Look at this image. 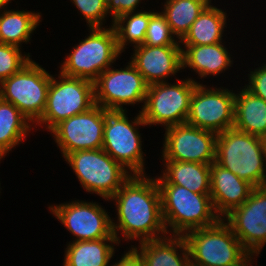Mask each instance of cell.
I'll list each match as a JSON object with an SVG mask.
<instances>
[{
    "instance_id": "obj_11",
    "label": "cell",
    "mask_w": 266,
    "mask_h": 266,
    "mask_svg": "<svg viewBox=\"0 0 266 266\" xmlns=\"http://www.w3.org/2000/svg\"><path fill=\"white\" fill-rule=\"evenodd\" d=\"M126 64L119 69L112 65L99 75L94 82L95 104L106 110L123 111L126 105L143 103L142 111L148 84L130 61Z\"/></svg>"
},
{
    "instance_id": "obj_17",
    "label": "cell",
    "mask_w": 266,
    "mask_h": 266,
    "mask_svg": "<svg viewBox=\"0 0 266 266\" xmlns=\"http://www.w3.org/2000/svg\"><path fill=\"white\" fill-rule=\"evenodd\" d=\"M130 62L136 67L148 85L168 82L182 72L181 46L138 45L133 49ZM173 75V76H172ZM167 78V79H166Z\"/></svg>"
},
{
    "instance_id": "obj_14",
    "label": "cell",
    "mask_w": 266,
    "mask_h": 266,
    "mask_svg": "<svg viewBox=\"0 0 266 266\" xmlns=\"http://www.w3.org/2000/svg\"><path fill=\"white\" fill-rule=\"evenodd\" d=\"M160 160L212 164L217 134L187 123L166 127Z\"/></svg>"
},
{
    "instance_id": "obj_31",
    "label": "cell",
    "mask_w": 266,
    "mask_h": 266,
    "mask_svg": "<svg viewBox=\"0 0 266 266\" xmlns=\"http://www.w3.org/2000/svg\"><path fill=\"white\" fill-rule=\"evenodd\" d=\"M89 28H104L109 18L106 0H70ZM104 25V26H103Z\"/></svg>"
},
{
    "instance_id": "obj_21",
    "label": "cell",
    "mask_w": 266,
    "mask_h": 266,
    "mask_svg": "<svg viewBox=\"0 0 266 266\" xmlns=\"http://www.w3.org/2000/svg\"><path fill=\"white\" fill-rule=\"evenodd\" d=\"M162 163L160 176H155L158 185H179L198 194H210V164L174 160Z\"/></svg>"
},
{
    "instance_id": "obj_20",
    "label": "cell",
    "mask_w": 266,
    "mask_h": 266,
    "mask_svg": "<svg viewBox=\"0 0 266 266\" xmlns=\"http://www.w3.org/2000/svg\"><path fill=\"white\" fill-rule=\"evenodd\" d=\"M131 245L145 266H191L187 243L183 235L165 237Z\"/></svg>"
},
{
    "instance_id": "obj_9",
    "label": "cell",
    "mask_w": 266,
    "mask_h": 266,
    "mask_svg": "<svg viewBox=\"0 0 266 266\" xmlns=\"http://www.w3.org/2000/svg\"><path fill=\"white\" fill-rule=\"evenodd\" d=\"M176 78L174 83L161 82L148 85L141 111L148 126L166 127L186 123L190 112V99L197 84L193 77Z\"/></svg>"
},
{
    "instance_id": "obj_10",
    "label": "cell",
    "mask_w": 266,
    "mask_h": 266,
    "mask_svg": "<svg viewBox=\"0 0 266 266\" xmlns=\"http://www.w3.org/2000/svg\"><path fill=\"white\" fill-rule=\"evenodd\" d=\"M52 74L31 60L0 83V98L12 103L34 125L43 115Z\"/></svg>"
},
{
    "instance_id": "obj_27",
    "label": "cell",
    "mask_w": 266,
    "mask_h": 266,
    "mask_svg": "<svg viewBox=\"0 0 266 266\" xmlns=\"http://www.w3.org/2000/svg\"><path fill=\"white\" fill-rule=\"evenodd\" d=\"M212 0H165L161 13L180 41L192 23Z\"/></svg>"
},
{
    "instance_id": "obj_30",
    "label": "cell",
    "mask_w": 266,
    "mask_h": 266,
    "mask_svg": "<svg viewBox=\"0 0 266 266\" xmlns=\"http://www.w3.org/2000/svg\"><path fill=\"white\" fill-rule=\"evenodd\" d=\"M22 50L15 45L0 43V83L20 71L32 60L31 53Z\"/></svg>"
},
{
    "instance_id": "obj_2",
    "label": "cell",
    "mask_w": 266,
    "mask_h": 266,
    "mask_svg": "<svg viewBox=\"0 0 266 266\" xmlns=\"http://www.w3.org/2000/svg\"><path fill=\"white\" fill-rule=\"evenodd\" d=\"M158 186L168 235H184L194 229L213 226L221 219L214 210L210 194H198L179 185Z\"/></svg>"
},
{
    "instance_id": "obj_3",
    "label": "cell",
    "mask_w": 266,
    "mask_h": 266,
    "mask_svg": "<svg viewBox=\"0 0 266 266\" xmlns=\"http://www.w3.org/2000/svg\"><path fill=\"white\" fill-rule=\"evenodd\" d=\"M215 162L254 187L266 186V158L261 137L234 128L217 134Z\"/></svg>"
},
{
    "instance_id": "obj_13",
    "label": "cell",
    "mask_w": 266,
    "mask_h": 266,
    "mask_svg": "<svg viewBox=\"0 0 266 266\" xmlns=\"http://www.w3.org/2000/svg\"><path fill=\"white\" fill-rule=\"evenodd\" d=\"M235 90L197 84L186 123L216 134L234 126Z\"/></svg>"
},
{
    "instance_id": "obj_12",
    "label": "cell",
    "mask_w": 266,
    "mask_h": 266,
    "mask_svg": "<svg viewBox=\"0 0 266 266\" xmlns=\"http://www.w3.org/2000/svg\"><path fill=\"white\" fill-rule=\"evenodd\" d=\"M48 211L75 238L69 242L116 238L112 232L110 212L98 202L77 199L58 205L54 203L49 204Z\"/></svg>"
},
{
    "instance_id": "obj_19",
    "label": "cell",
    "mask_w": 266,
    "mask_h": 266,
    "mask_svg": "<svg viewBox=\"0 0 266 266\" xmlns=\"http://www.w3.org/2000/svg\"><path fill=\"white\" fill-rule=\"evenodd\" d=\"M226 41L197 46H181L182 48V69L195 72L198 79L210 76L218 77L221 73L229 70L234 62L230 51L225 47ZM218 75V76H217ZM208 76V77H207Z\"/></svg>"
},
{
    "instance_id": "obj_33",
    "label": "cell",
    "mask_w": 266,
    "mask_h": 266,
    "mask_svg": "<svg viewBox=\"0 0 266 266\" xmlns=\"http://www.w3.org/2000/svg\"><path fill=\"white\" fill-rule=\"evenodd\" d=\"M142 1L143 0H106L107 12L112 19L110 25H113V21L121 15L141 11L137 8L141 3L145 2V0Z\"/></svg>"
},
{
    "instance_id": "obj_16",
    "label": "cell",
    "mask_w": 266,
    "mask_h": 266,
    "mask_svg": "<svg viewBox=\"0 0 266 266\" xmlns=\"http://www.w3.org/2000/svg\"><path fill=\"white\" fill-rule=\"evenodd\" d=\"M223 220L249 253L261 255L266 245V186L255 187L249 198Z\"/></svg>"
},
{
    "instance_id": "obj_15",
    "label": "cell",
    "mask_w": 266,
    "mask_h": 266,
    "mask_svg": "<svg viewBox=\"0 0 266 266\" xmlns=\"http://www.w3.org/2000/svg\"><path fill=\"white\" fill-rule=\"evenodd\" d=\"M106 111L95 104L89 110L61 121L50 131L63 158L75 151L102 148Z\"/></svg>"
},
{
    "instance_id": "obj_35",
    "label": "cell",
    "mask_w": 266,
    "mask_h": 266,
    "mask_svg": "<svg viewBox=\"0 0 266 266\" xmlns=\"http://www.w3.org/2000/svg\"><path fill=\"white\" fill-rule=\"evenodd\" d=\"M259 257L257 254L254 253H248L239 263H236L234 265L231 266H254L253 264L256 257ZM257 266V265H255Z\"/></svg>"
},
{
    "instance_id": "obj_23",
    "label": "cell",
    "mask_w": 266,
    "mask_h": 266,
    "mask_svg": "<svg viewBox=\"0 0 266 266\" xmlns=\"http://www.w3.org/2000/svg\"><path fill=\"white\" fill-rule=\"evenodd\" d=\"M119 245L116 238L68 242L62 266H112Z\"/></svg>"
},
{
    "instance_id": "obj_24",
    "label": "cell",
    "mask_w": 266,
    "mask_h": 266,
    "mask_svg": "<svg viewBox=\"0 0 266 266\" xmlns=\"http://www.w3.org/2000/svg\"><path fill=\"white\" fill-rule=\"evenodd\" d=\"M234 129L262 137L266 134V101L244 86L235 90Z\"/></svg>"
},
{
    "instance_id": "obj_4",
    "label": "cell",
    "mask_w": 266,
    "mask_h": 266,
    "mask_svg": "<svg viewBox=\"0 0 266 266\" xmlns=\"http://www.w3.org/2000/svg\"><path fill=\"white\" fill-rule=\"evenodd\" d=\"M88 34L66 54L59 72L95 82L107 68L115 65L122 56L117 47L116 33L112 25L104 28H88Z\"/></svg>"
},
{
    "instance_id": "obj_25",
    "label": "cell",
    "mask_w": 266,
    "mask_h": 266,
    "mask_svg": "<svg viewBox=\"0 0 266 266\" xmlns=\"http://www.w3.org/2000/svg\"><path fill=\"white\" fill-rule=\"evenodd\" d=\"M42 14L37 11L0 9V42L22 48V44L32 41V34L42 22Z\"/></svg>"
},
{
    "instance_id": "obj_34",
    "label": "cell",
    "mask_w": 266,
    "mask_h": 266,
    "mask_svg": "<svg viewBox=\"0 0 266 266\" xmlns=\"http://www.w3.org/2000/svg\"><path fill=\"white\" fill-rule=\"evenodd\" d=\"M128 250V251H127ZM124 254H122L120 260L112 262V266H145L142 258L131 247H129Z\"/></svg>"
},
{
    "instance_id": "obj_5",
    "label": "cell",
    "mask_w": 266,
    "mask_h": 266,
    "mask_svg": "<svg viewBox=\"0 0 266 266\" xmlns=\"http://www.w3.org/2000/svg\"><path fill=\"white\" fill-rule=\"evenodd\" d=\"M127 110H107L102 149L132 175H146L141 126L148 127L140 111L129 119Z\"/></svg>"
},
{
    "instance_id": "obj_6",
    "label": "cell",
    "mask_w": 266,
    "mask_h": 266,
    "mask_svg": "<svg viewBox=\"0 0 266 266\" xmlns=\"http://www.w3.org/2000/svg\"><path fill=\"white\" fill-rule=\"evenodd\" d=\"M64 161L86 193H95L107 202L132 176L102 148L69 153Z\"/></svg>"
},
{
    "instance_id": "obj_36",
    "label": "cell",
    "mask_w": 266,
    "mask_h": 266,
    "mask_svg": "<svg viewBox=\"0 0 266 266\" xmlns=\"http://www.w3.org/2000/svg\"><path fill=\"white\" fill-rule=\"evenodd\" d=\"M12 0H0V9L8 8V4H10Z\"/></svg>"
},
{
    "instance_id": "obj_29",
    "label": "cell",
    "mask_w": 266,
    "mask_h": 266,
    "mask_svg": "<svg viewBox=\"0 0 266 266\" xmlns=\"http://www.w3.org/2000/svg\"><path fill=\"white\" fill-rule=\"evenodd\" d=\"M143 44L148 46H180V42L172 33L166 17L160 11H156L150 17Z\"/></svg>"
},
{
    "instance_id": "obj_18",
    "label": "cell",
    "mask_w": 266,
    "mask_h": 266,
    "mask_svg": "<svg viewBox=\"0 0 266 266\" xmlns=\"http://www.w3.org/2000/svg\"><path fill=\"white\" fill-rule=\"evenodd\" d=\"M254 188L252 184L240 179L218 163L211 164L210 196L214 210L221 219L241 206Z\"/></svg>"
},
{
    "instance_id": "obj_37",
    "label": "cell",
    "mask_w": 266,
    "mask_h": 266,
    "mask_svg": "<svg viewBox=\"0 0 266 266\" xmlns=\"http://www.w3.org/2000/svg\"><path fill=\"white\" fill-rule=\"evenodd\" d=\"M261 140H262L263 152L266 158V134L261 137Z\"/></svg>"
},
{
    "instance_id": "obj_28",
    "label": "cell",
    "mask_w": 266,
    "mask_h": 266,
    "mask_svg": "<svg viewBox=\"0 0 266 266\" xmlns=\"http://www.w3.org/2000/svg\"><path fill=\"white\" fill-rule=\"evenodd\" d=\"M157 10H142L121 15L113 21L117 47L121 53L126 46H138L144 43L150 17ZM131 44V45H130Z\"/></svg>"
},
{
    "instance_id": "obj_32",
    "label": "cell",
    "mask_w": 266,
    "mask_h": 266,
    "mask_svg": "<svg viewBox=\"0 0 266 266\" xmlns=\"http://www.w3.org/2000/svg\"><path fill=\"white\" fill-rule=\"evenodd\" d=\"M248 72V80H245L248 84L246 83L244 87L266 101V63L263 62L260 66L258 64L257 68Z\"/></svg>"
},
{
    "instance_id": "obj_22",
    "label": "cell",
    "mask_w": 266,
    "mask_h": 266,
    "mask_svg": "<svg viewBox=\"0 0 266 266\" xmlns=\"http://www.w3.org/2000/svg\"><path fill=\"white\" fill-rule=\"evenodd\" d=\"M228 16L226 11L212 5L211 1L179 41L180 46L211 45L224 42Z\"/></svg>"
},
{
    "instance_id": "obj_7",
    "label": "cell",
    "mask_w": 266,
    "mask_h": 266,
    "mask_svg": "<svg viewBox=\"0 0 266 266\" xmlns=\"http://www.w3.org/2000/svg\"><path fill=\"white\" fill-rule=\"evenodd\" d=\"M183 237L191 266H231L249 253L223 219L213 226L191 230Z\"/></svg>"
},
{
    "instance_id": "obj_38",
    "label": "cell",
    "mask_w": 266,
    "mask_h": 266,
    "mask_svg": "<svg viewBox=\"0 0 266 266\" xmlns=\"http://www.w3.org/2000/svg\"><path fill=\"white\" fill-rule=\"evenodd\" d=\"M4 158L5 157H3L2 155H0V163H1L2 160H4ZM0 185H1V183H0ZM0 189H2L1 186H0ZM0 193H1V191H0Z\"/></svg>"
},
{
    "instance_id": "obj_8",
    "label": "cell",
    "mask_w": 266,
    "mask_h": 266,
    "mask_svg": "<svg viewBox=\"0 0 266 266\" xmlns=\"http://www.w3.org/2000/svg\"><path fill=\"white\" fill-rule=\"evenodd\" d=\"M56 75L52 74L51 77L43 115L34 124V129L37 128V131L42 127L48 133L61 121L83 113L95 105L93 82L68 77L60 72Z\"/></svg>"
},
{
    "instance_id": "obj_1",
    "label": "cell",
    "mask_w": 266,
    "mask_h": 266,
    "mask_svg": "<svg viewBox=\"0 0 266 266\" xmlns=\"http://www.w3.org/2000/svg\"><path fill=\"white\" fill-rule=\"evenodd\" d=\"M109 201L116 206L117 220L111 218V226L120 246L122 240L141 243L168 235L155 177L132 175Z\"/></svg>"
},
{
    "instance_id": "obj_26",
    "label": "cell",
    "mask_w": 266,
    "mask_h": 266,
    "mask_svg": "<svg viewBox=\"0 0 266 266\" xmlns=\"http://www.w3.org/2000/svg\"><path fill=\"white\" fill-rule=\"evenodd\" d=\"M33 129L34 125L17 107L0 98V155L9 156Z\"/></svg>"
}]
</instances>
